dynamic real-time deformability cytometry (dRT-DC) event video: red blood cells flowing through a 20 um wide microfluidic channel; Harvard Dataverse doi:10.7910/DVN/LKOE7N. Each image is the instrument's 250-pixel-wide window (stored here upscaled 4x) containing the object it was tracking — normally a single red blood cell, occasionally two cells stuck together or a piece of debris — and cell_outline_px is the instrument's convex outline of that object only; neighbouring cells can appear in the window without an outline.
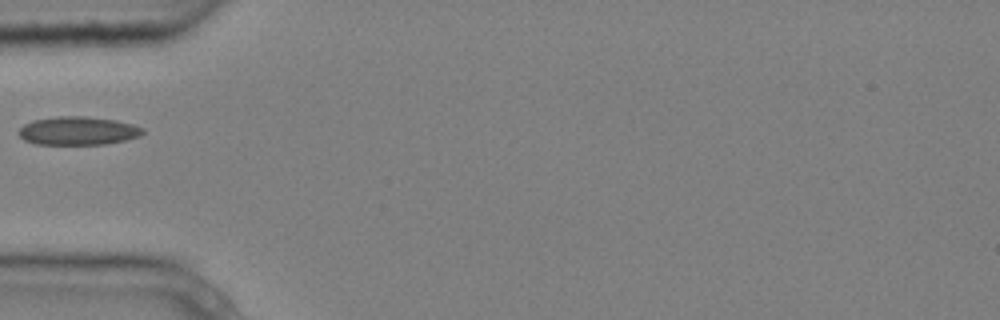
{"species": "common noctule bat (a hibernating species)", "species_latin": "Nyctalus noctula", "temperature_condition": "cold", "stored_images_in_passage": 1, "camera_frame_rate_fps": 3000, "um_per_image_px": 0.085, "animal": {"sex": "male", "body_mass_g": 20.4}, "frame": {"image": 1, "passage_image": 1, "time_ms": 0.0, "image_size_px": [1000, 320], "cell_outline_px": [[144, 132], [140, 136], [124, 140], [104, 144], [36, 144], [24, 140], [16, 132], [24, 124], [32, 120], [56, 116], [84, 116], [116, 120], [132, 124], [144, 128]], "centroid_in_image_um": [6.6, 11.11], "position_along_channel_um": 78.4, "area_um2": 20.58}}